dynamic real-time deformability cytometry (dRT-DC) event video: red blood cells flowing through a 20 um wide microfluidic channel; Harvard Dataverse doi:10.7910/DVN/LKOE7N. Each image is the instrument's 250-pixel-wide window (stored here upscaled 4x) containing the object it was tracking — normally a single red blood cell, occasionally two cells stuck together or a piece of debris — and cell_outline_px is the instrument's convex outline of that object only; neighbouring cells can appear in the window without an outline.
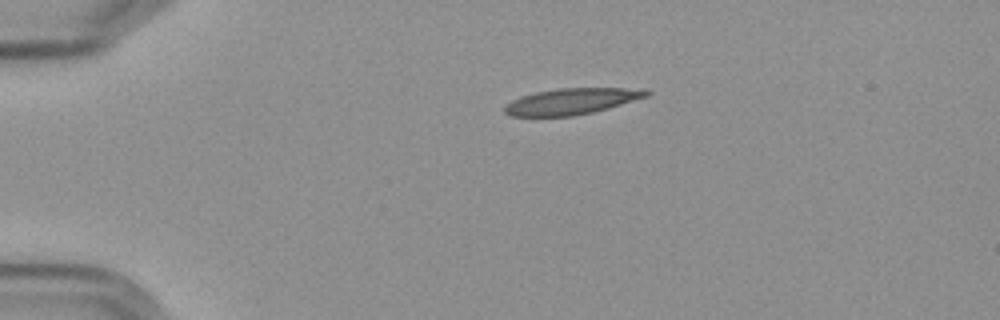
{"species": "Egyptian fruit bat (a non-hibernating species)", "species_latin": "Rousettus aegyptiacus", "temperature_condition": "cold", "stored_images_in_passage": 2, "camera_frame_rate_fps": 3000, "um_per_image_px": 0.085, "frame": {"image": 1, "passage_image": 1, "time_ms": 0.0, "image_size_px": [1000, 320], "cell_outline_px": [[652, 92], [648, 96], [608, 108], [592, 112], [572, 116], [508, 116], [504, 112], [504, 108], [512, 100], [520, 96], [536, 92], [560, 88], [648, 88]], "centroid_in_image_um": [48.62, 8.6], "position_along_channel_um": 36.4, "area_um2": 21.62}}